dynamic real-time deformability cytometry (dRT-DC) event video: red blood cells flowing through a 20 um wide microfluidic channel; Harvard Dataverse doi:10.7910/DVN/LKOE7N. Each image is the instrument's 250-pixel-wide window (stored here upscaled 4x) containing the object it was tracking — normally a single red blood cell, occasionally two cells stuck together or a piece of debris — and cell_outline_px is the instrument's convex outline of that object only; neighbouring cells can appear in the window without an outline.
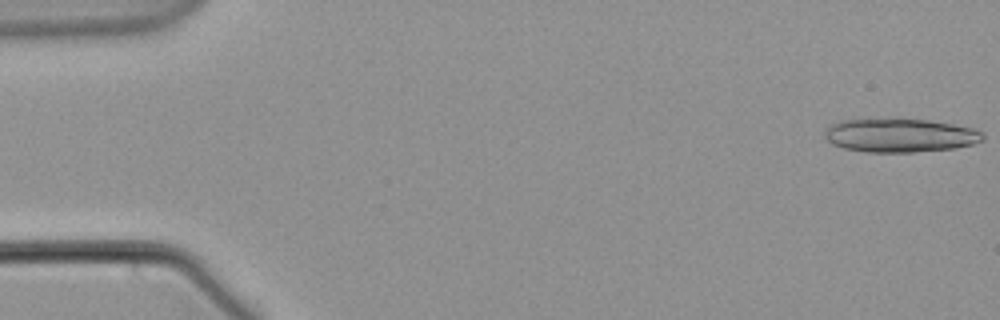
{"species": "common noctule bat (a hibernating species)", "species_latin": "Nyctalus noctula", "temperature_condition": "warm", "stored_images_in_passage": 17, "camera_frame_rate_fps": 3000, "um_per_image_px": 0.085, "animal": {"sex": "male", "body_mass_g": 21.5, "forearm_length_mm": 52.0}, "frame": {"image": 1, "passage_image": 1, "time_ms": 0.0, "image_size_px": [1000, 320], "cell_outline_px": [[984, 140], [972, 144], [956, 148], [912, 152], [868, 152], [844, 148], [832, 144], [824, 136], [824, 132], [828, 124], [844, 120], [928, 120], [952, 124], [972, 128], [980, 132], [984, 136]], "centroid_in_image_um": [76.48, 11.52], "position_along_channel_um": 8.5, "area_um2": 30.58}}